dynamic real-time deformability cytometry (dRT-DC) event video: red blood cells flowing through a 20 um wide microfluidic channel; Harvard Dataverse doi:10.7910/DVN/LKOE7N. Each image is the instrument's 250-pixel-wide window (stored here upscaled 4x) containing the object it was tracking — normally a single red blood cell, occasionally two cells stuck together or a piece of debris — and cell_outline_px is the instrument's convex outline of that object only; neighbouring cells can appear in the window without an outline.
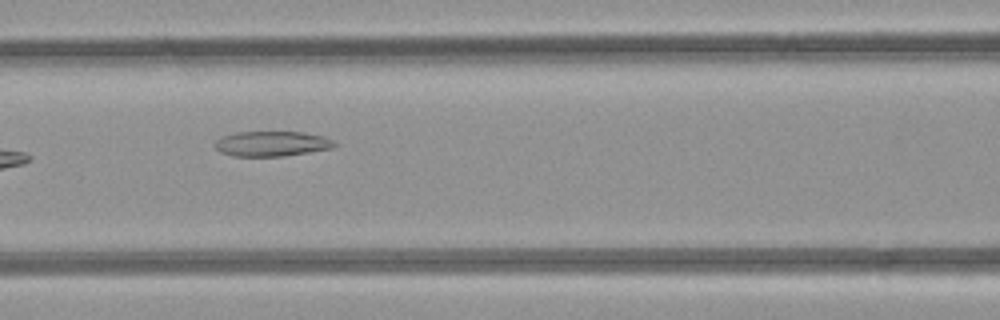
{"species": "common noctule bat (a hibernating species)", "species_latin": "Nyctalus noctula", "temperature_condition": "room temperature", "stored_images_in_passage": 6, "camera_frame_rate_fps": 3000, "um_per_image_px": 0.085, "animal": {"sex": "female", "body_mass_g": 21.9}, "frame": {"image": 1, "passage_image": 6, "time_ms": 5.667, "image_size_px": [1000, 320], "cell_outline_px": [[340, 144], [332, 148], [284, 156], [232, 156], [220, 152], [216, 148], [216, 140], [220, 136], [236, 132], [304, 132], [324, 136]], "centroid_in_image_um": [23.11, 12.21], "position_along_channel_um": 143.5, "area_um2": 17.57}}